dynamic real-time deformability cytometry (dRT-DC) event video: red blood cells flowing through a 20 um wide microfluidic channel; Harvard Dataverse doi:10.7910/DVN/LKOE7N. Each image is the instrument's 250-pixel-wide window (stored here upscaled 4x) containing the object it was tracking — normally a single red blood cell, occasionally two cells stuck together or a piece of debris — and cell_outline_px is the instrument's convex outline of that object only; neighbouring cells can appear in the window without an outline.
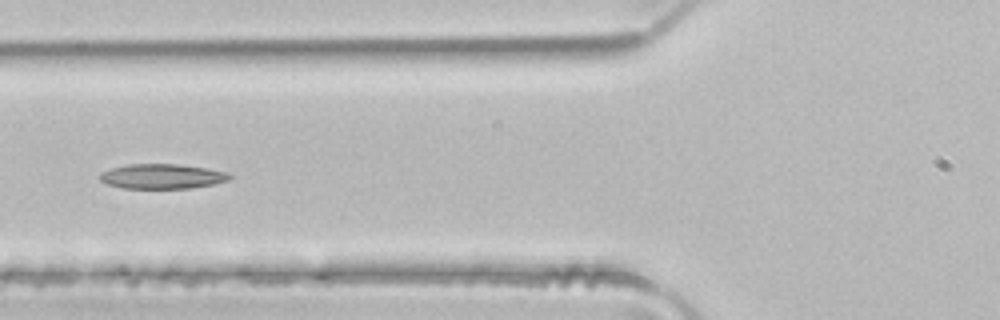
{"species": "common noctule bat (a hibernating species)", "species_latin": "Nyctalus noctula", "temperature_condition": "room temperature", "stored_images_in_passage": 5, "camera_frame_rate_fps": 3000, "um_per_image_px": 0.085, "animal": {"sex": "male", "body_mass_g": 21.5, "forearm_length_mm": 52.0}, "frame": {"image": 1, "passage_image": 5, "time_ms": 1.333, "image_size_px": [1000, 320], "cell_outline_px": [[232, 176], [228, 180], [212, 184], [192, 188], [124, 188], [108, 184], [100, 180], [100, 172], [112, 168], [128, 164], [176, 164], [208, 168], [228, 172]], "centroid_in_image_um": [13.79, 14.98], "position_along_channel_um": 112.0, "area_um2": 18.67}}